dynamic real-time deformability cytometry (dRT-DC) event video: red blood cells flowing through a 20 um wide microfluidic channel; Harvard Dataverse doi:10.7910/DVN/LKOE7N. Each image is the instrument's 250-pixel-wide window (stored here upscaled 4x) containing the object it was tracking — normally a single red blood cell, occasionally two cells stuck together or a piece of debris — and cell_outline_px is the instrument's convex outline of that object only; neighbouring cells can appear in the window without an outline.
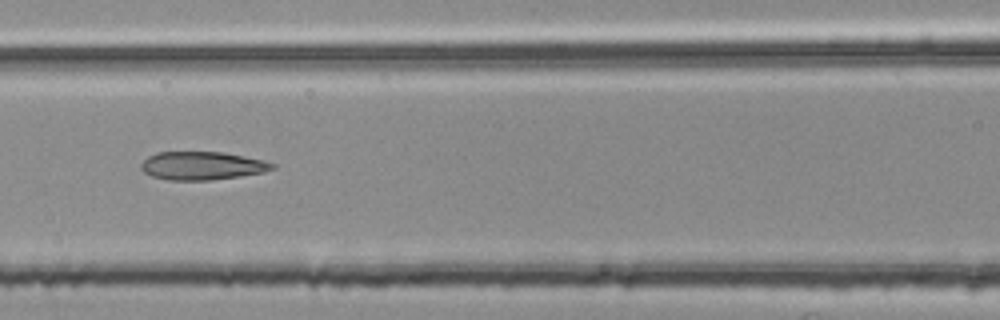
{"species": "common noctule bat (a hibernating species)", "species_latin": "Nyctalus noctula", "temperature_condition": "room temperature", "stored_images_in_passage": 5, "camera_frame_rate_fps": 3000, "um_per_image_px": 0.085, "animal": {"sex": "female", "body_mass_g": 25.1}, "frame": {"image": 1, "passage_image": 5, "time_ms": 1.333, "image_size_px": [1000, 320], "cell_outline_px": [[276, 168], [264, 172], [240, 176], [212, 180], [168, 180], [152, 176], [144, 172], [140, 168], [140, 164], [148, 156], [156, 152], [224, 152], [264, 160], [276, 164]], "centroid_in_image_um": [17.19, 14.08], "position_along_channel_um": 149.4, "area_um2": 21.73}}